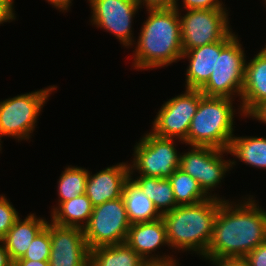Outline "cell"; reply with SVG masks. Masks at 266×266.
Here are the masks:
<instances>
[{"label":"cell","instance_id":"6da1fadb","mask_svg":"<svg viewBox=\"0 0 266 266\" xmlns=\"http://www.w3.org/2000/svg\"><path fill=\"white\" fill-rule=\"evenodd\" d=\"M253 197L238 204L220 200L212 238L204 257L244 258L266 241V211Z\"/></svg>","mask_w":266,"mask_h":266},{"label":"cell","instance_id":"7a4b0ae2","mask_svg":"<svg viewBox=\"0 0 266 266\" xmlns=\"http://www.w3.org/2000/svg\"><path fill=\"white\" fill-rule=\"evenodd\" d=\"M179 6L147 9L134 51L135 69H153L177 62L183 54Z\"/></svg>","mask_w":266,"mask_h":266},{"label":"cell","instance_id":"3957f363","mask_svg":"<svg viewBox=\"0 0 266 266\" xmlns=\"http://www.w3.org/2000/svg\"><path fill=\"white\" fill-rule=\"evenodd\" d=\"M220 200L210 197L195 204L180 205L162 215L169 246L194 251L204 257L212 238Z\"/></svg>","mask_w":266,"mask_h":266},{"label":"cell","instance_id":"277c9868","mask_svg":"<svg viewBox=\"0 0 266 266\" xmlns=\"http://www.w3.org/2000/svg\"><path fill=\"white\" fill-rule=\"evenodd\" d=\"M234 100L203 95L191 120L185 144L228 150L234 137Z\"/></svg>","mask_w":266,"mask_h":266},{"label":"cell","instance_id":"5b68a950","mask_svg":"<svg viewBox=\"0 0 266 266\" xmlns=\"http://www.w3.org/2000/svg\"><path fill=\"white\" fill-rule=\"evenodd\" d=\"M233 31L221 41L216 42L215 70L207 83L200 89L205 96H240L243 90L246 56L239 39Z\"/></svg>","mask_w":266,"mask_h":266},{"label":"cell","instance_id":"8992f818","mask_svg":"<svg viewBox=\"0 0 266 266\" xmlns=\"http://www.w3.org/2000/svg\"><path fill=\"white\" fill-rule=\"evenodd\" d=\"M56 88L54 85L0 101V139L10 136L18 141L29 140L46 100Z\"/></svg>","mask_w":266,"mask_h":266},{"label":"cell","instance_id":"52a82bcc","mask_svg":"<svg viewBox=\"0 0 266 266\" xmlns=\"http://www.w3.org/2000/svg\"><path fill=\"white\" fill-rule=\"evenodd\" d=\"M174 140L159 137L151 131L145 134L134 146L130 174L138 171L148 177L169 178L180 167V153Z\"/></svg>","mask_w":266,"mask_h":266},{"label":"cell","instance_id":"ba28073f","mask_svg":"<svg viewBox=\"0 0 266 266\" xmlns=\"http://www.w3.org/2000/svg\"><path fill=\"white\" fill-rule=\"evenodd\" d=\"M130 226L122 197L93 207L89 223L83 229L89 250L125 243Z\"/></svg>","mask_w":266,"mask_h":266},{"label":"cell","instance_id":"9c48e42d","mask_svg":"<svg viewBox=\"0 0 266 266\" xmlns=\"http://www.w3.org/2000/svg\"><path fill=\"white\" fill-rule=\"evenodd\" d=\"M179 13L183 52L224 40L231 32L227 9H196Z\"/></svg>","mask_w":266,"mask_h":266},{"label":"cell","instance_id":"30bf717a","mask_svg":"<svg viewBox=\"0 0 266 266\" xmlns=\"http://www.w3.org/2000/svg\"><path fill=\"white\" fill-rule=\"evenodd\" d=\"M229 150H222L209 146H191V150L180 154V169L188 173L200 185L203 192L210 198L226 200L210 195L213 188H217L226 172L236 165L234 160L222 159ZM210 191V192H209Z\"/></svg>","mask_w":266,"mask_h":266},{"label":"cell","instance_id":"8fae6325","mask_svg":"<svg viewBox=\"0 0 266 266\" xmlns=\"http://www.w3.org/2000/svg\"><path fill=\"white\" fill-rule=\"evenodd\" d=\"M202 96L199 89L186 88L185 93L166 101L152 122L151 132L159 137L175 138L184 143Z\"/></svg>","mask_w":266,"mask_h":266},{"label":"cell","instance_id":"7c38bea8","mask_svg":"<svg viewBox=\"0 0 266 266\" xmlns=\"http://www.w3.org/2000/svg\"><path fill=\"white\" fill-rule=\"evenodd\" d=\"M91 23L113 33L124 47L134 44L132 21L141 7L137 0H88Z\"/></svg>","mask_w":266,"mask_h":266},{"label":"cell","instance_id":"4fadbf2b","mask_svg":"<svg viewBox=\"0 0 266 266\" xmlns=\"http://www.w3.org/2000/svg\"><path fill=\"white\" fill-rule=\"evenodd\" d=\"M50 230V266H89L90 250L84 237V230L47 222Z\"/></svg>","mask_w":266,"mask_h":266},{"label":"cell","instance_id":"5bb4252c","mask_svg":"<svg viewBox=\"0 0 266 266\" xmlns=\"http://www.w3.org/2000/svg\"><path fill=\"white\" fill-rule=\"evenodd\" d=\"M149 265H168L177 263L173 255H153L162 245H168L166 227L162 217L151 222L133 223L129 227L125 242ZM152 254V255H149ZM156 256V257H155Z\"/></svg>","mask_w":266,"mask_h":266},{"label":"cell","instance_id":"9a60e30c","mask_svg":"<svg viewBox=\"0 0 266 266\" xmlns=\"http://www.w3.org/2000/svg\"><path fill=\"white\" fill-rule=\"evenodd\" d=\"M129 163H118L91 175L88 170L85 194L93 207L122 197L125 182L130 178Z\"/></svg>","mask_w":266,"mask_h":266},{"label":"cell","instance_id":"2e32d148","mask_svg":"<svg viewBox=\"0 0 266 266\" xmlns=\"http://www.w3.org/2000/svg\"><path fill=\"white\" fill-rule=\"evenodd\" d=\"M242 101L238 108L247 117L259 104L266 101V45L245 63Z\"/></svg>","mask_w":266,"mask_h":266},{"label":"cell","instance_id":"e0dca14e","mask_svg":"<svg viewBox=\"0 0 266 266\" xmlns=\"http://www.w3.org/2000/svg\"><path fill=\"white\" fill-rule=\"evenodd\" d=\"M47 220L34 213L22 219L19 217L2 239L12 262L22 258L36 235L46 226Z\"/></svg>","mask_w":266,"mask_h":266},{"label":"cell","instance_id":"ac0fdd59","mask_svg":"<svg viewBox=\"0 0 266 266\" xmlns=\"http://www.w3.org/2000/svg\"><path fill=\"white\" fill-rule=\"evenodd\" d=\"M189 59L186 70L187 89H201L209 80L216 64V42L183 52L181 59Z\"/></svg>","mask_w":266,"mask_h":266},{"label":"cell","instance_id":"d6986e66","mask_svg":"<svg viewBox=\"0 0 266 266\" xmlns=\"http://www.w3.org/2000/svg\"><path fill=\"white\" fill-rule=\"evenodd\" d=\"M122 198L131 224L151 222L162 217L153 202L131 178L124 184Z\"/></svg>","mask_w":266,"mask_h":266},{"label":"cell","instance_id":"ffe728a7","mask_svg":"<svg viewBox=\"0 0 266 266\" xmlns=\"http://www.w3.org/2000/svg\"><path fill=\"white\" fill-rule=\"evenodd\" d=\"M93 206L86 194L62 202L51 211V220L54 224L66 227L84 229L89 223Z\"/></svg>","mask_w":266,"mask_h":266},{"label":"cell","instance_id":"44dd1931","mask_svg":"<svg viewBox=\"0 0 266 266\" xmlns=\"http://www.w3.org/2000/svg\"><path fill=\"white\" fill-rule=\"evenodd\" d=\"M89 266H149V264L126 243H121L90 250Z\"/></svg>","mask_w":266,"mask_h":266},{"label":"cell","instance_id":"7402d4cb","mask_svg":"<svg viewBox=\"0 0 266 266\" xmlns=\"http://www.w3.org/2000/svg\"><path fill=\"white\" fill-rule=\"evenodd\" d=\"M130 178L142 189L143 193L153 202L158 212L163 215L172 211L178 205L174 199V192L168 178H157L139 175Z\"/></svg>","mask_w":266,"mask_h":266},{"label":"cell","instance_id":"603a6c76","mask_svg":"<svg viewBox=\"0 0 266 266\" xmlns=\"http://www.w3.org/2000/svg\"><path fill=\"white\" fill-rule=\"evenodd\" d=\"M229 154L237 157L240 162L258 169H266V138L237 137L232 138Z\"/></svg>","mask_w":266,"mask_h":266},{"label":"cell","instance_id":"cb8c5ba5","mask_svg":"<svg viewBox=\"0 0 266 266\" xmlns=\"http://www.w3.org/2000/svg\"><path fill=\"white\" fill-rule=\"evenodd\" d=\"M168 179L178 206L195 204L209 198L203 192L199 183L180 168L176 169Z\"/></svg>","mask_w":266,"mask_h":266},{"label":"cell","instance_id":"d4e9b609","mask_svg":"<svg viewBox=\"0 0 266 266\" xmlns=\"http://www.w3.org/2000/svg\"><path fill=\"white\" fill-rule=\"evenodd\" d=\"M88 170L82 167L68 166L58 181V206L65 201L85 194Z\"/></svg>","mask_w":266,"mask_h":266},{"label":"cell","instance_id":"484cf974","mask_svg":"<svg viewBox=\"0 0 266 266\" xmlns=\"http://www.w3.org/2000/svg\"><path fill=\"white\" fill-rule=\"evenodd\" d=\"M50 252V230L45 226L32 240L23 257L17 260L49 261Z\"/></svg>","mask_w":266,"mask_h":266},{"label":"cell","instance_id":"4316f807","mask_svg":"<svg viewBox=\"0 0 266 266\" xmlns=\"http://www.w3.org/2000/svg\"><path fill=\"white\" fill-rule=\"evenodd\" d=\"M18 212L11 204L10 200L0 195V240H2L14 222L19 218Z\"/></svg>","mask_w":266,"mask_h":266},{"label":"cell","instance_id":"83f0119b","mask_svg":"<svg viewBox=\"0 0 266 266\" xmlns=\"http://www.w3.org/2000/svg\"><path fill=\"white\" fill-rule=\"evenodd\" d=\"M244 259L247 262V266H266V241L249 252Z\"/></svg>","mask_w":266,"mask_h":266},{"label":"cell","instance_id":"f1b7e54d","mask_svg":"<svg viewBox=\"0 0 266 266\" xmlns=\"http://www.w3.org/2000/svg\"><path fill=\"white\" fill-rule=\"evenodd\" d=\"M182 2L185 10L226 9L221 0H183Z\"/></svg>","mask_w":266,"mask_h":266},{"label":"cell","instance_id":"f546056e","mask_svg":"<svg viewBox=\"0 0 266 266\" xmlns=\"http://www.w3.org/2000/svg\"><path fill=\"white\" fill-rule=\"evenodd\" d=\"M210 261L213 266H247L244 258L234 257H203Z\"/></svg>","mask_w":266,"mask_h":266},{"label":"cell","instance_id":"4dcf8cb0","mask_svg":"<svg viewBox=\"0 0 266 266\" xmlns=\"http://www.w3.org/2000/svg\"><path fill=\"white\" fill-rule=\"evenodd\" d=\"M13 0H0V24L15 20Z\"/></svg>","mask_w":266,"mask_h":266},{"label":"cell","instance_id":"1f68e13d","mask_svg":"<svg viewBox=\"0 0 266 266\" xmlns=\"http://www.w3.org/2000/svg\"><path fill=\"white\" fill-rule=\"evenodd\" d=\"M178 0H137L140 7L146 9L176 8Z\"/></svg>","mask_w":266,"mask_h":266},{"label":"cell","instance_id":"d6a6232c","mask_svg":"<svg viewBox=\"0 0 266 266\" xmlns=\"http://www.w3.org/2000/svg\"><path fill=\"white\" fill-rule=\"evenodd\" d=\"M252 119H257L261 123L266 124V101L259 104L249 115Z\"/></svg>","mask_w":266,"mask_h":266},{"label":"cell","instance_id":"836d02e7","mask_svg":"<svg viewBox=\"0 0 266 266\" xmlns=\"http://www.w3.org/2000/svg\"><path fill=\"white\" fill-rule=\"evenodd\" d=\"M0 266H13L3 240H0Z\"/></svg>","mask_w":266,"mask_h":266},{"label":"cell","instance_id":"e575fe53","mask_svg":"<svg viewBox=\"0 0 266 266\" xmlns=\"http://www.w3.org/2000/svg\"><path fill=\"white\" fill-rule=\"evenodd\" d=\"M13 266H50L49 261L16 260Z\"/></svg>","mask_w":266,"mask_h":266},{"label":"cell","instance_id":"d590c367","mask_svg":"<svg viewBox=\"0 0 266 266\" xmlns=\"http://www.w3.org/2000/svg\"><path fill=\"white\" fill-rule=\"evenodd\" d=\"M50 5L52 4L55 8L60 9V11L68 10L71 6L72 0H46Z\"/></svg>","mask_w":266,"mask_h":266},{"label":"cell","instance_id":"8d00e7d4","mask_svg":"<svg viewBox=\"0 0 266 266\" xmlns=\"http://www.w3.org/2000/svg\"><path fill=\"white\" fill-rule=\"evenodd\" d=\"M178 263L168 264V265H149V266H178Z\"/></svg>","mask_w":266,"mask_h":266}]
</instances>
